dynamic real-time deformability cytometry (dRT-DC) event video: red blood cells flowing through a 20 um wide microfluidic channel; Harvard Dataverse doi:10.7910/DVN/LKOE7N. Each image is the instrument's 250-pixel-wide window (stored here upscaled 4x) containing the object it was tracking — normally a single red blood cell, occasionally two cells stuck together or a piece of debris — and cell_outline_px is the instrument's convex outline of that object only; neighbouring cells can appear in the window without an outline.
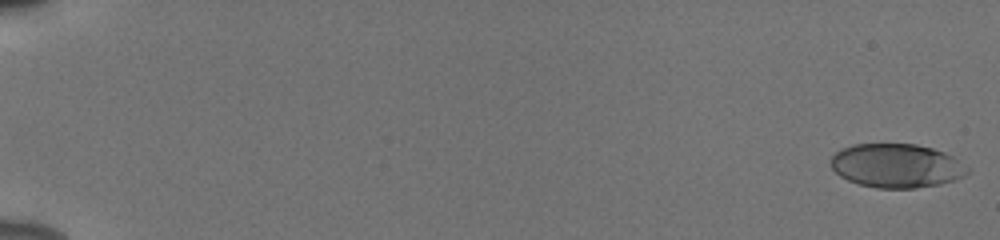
{"species": "human", "species_latin": "Homo sapiens", "temperature_condition": "cold", "stored_images_in_passage": 55, "camera_frame_rate_fps": 3000, "um_per_image_px": 0.085, "donor": {"sex": "male"}, "frame": {"image": 1, "passage_image": 1, "time_ms": 0.0, "image_size_px": [1000, 240], "cell_outline_px": [[968, 172], [964, 176], [956, 180], [940, 184], [916, 188], [876, 188], [860, 184], [848, 180], [840, 176], [832, 168], [832, 156], [840, 148], [852, 144], [916, 144], [932, 148], [944, 152], [952, 156], [968, 168]], "centroid_in_image_um": [76.2, 14.08], "position_along_channel_um": 8.8, "area_um2": 34.91}}
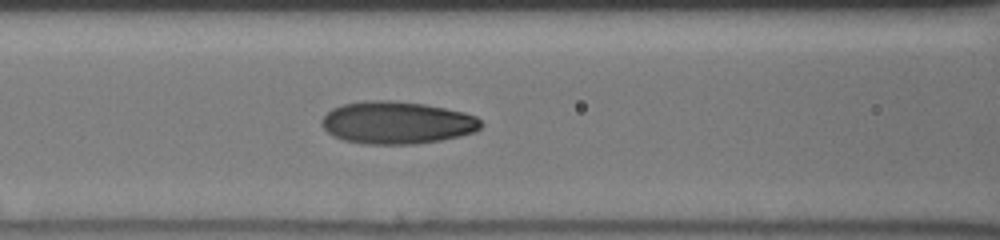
{"frame": {"image": 2, "passage_image": 26, "time_ms": 8.333, "image_size_px": [1000, 240], "cell_outline_px": [[484, 124], [476, 132], [460, 136], [440, 140], [412, 144], [364, 144], [344, 140], [332, 136], [320, 124], [320, 120], [332, 108], [344, 104], [364, 100], [388, 100], [424, 104], [464, 112], [476, 116]], "centroid_in_image_um": [33.73, 10.43], "position_along_channel_um": 132.9, "area_um2": 39.54}}
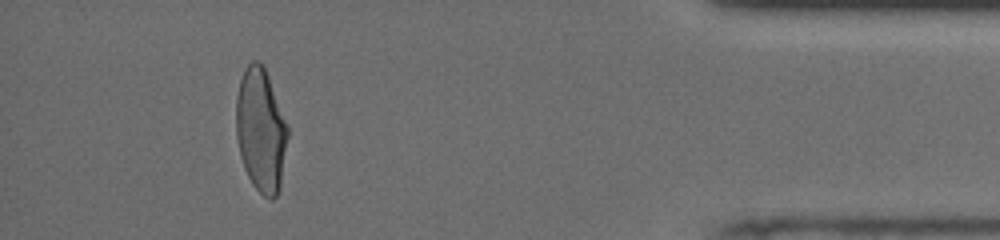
{"frame": {"image": 3, "passage_image": 51, "time_ms": 16.667, "image_size_px": [1000, 240], "cell_outline_px": [[288, 136], [280, 184], [276, 196], [272, 200], [264, 196], [252, 184], [244, 168], [240, 156], [236, 136], [236, 96], [240, 80], [244, 68], [252, 60], [256, 60], [264, 64], [288, 124]], "centroid_in_image_um": [22.16, 11.01], "position_along_channel_um": 413.0, "area_um2": 37.45}, "authors_computed_cell_mechanics": {"area_um2": 37.4544, "velocity_mm_per_s": 3.8886, "shape_relaxation_time_tau1_ms": 4.0568, "shape_relaxation_time_tau2_ms": 0.9946, "deformation_change_tau1": 0.1817, "deformation_change_tau2": 0.0675}}